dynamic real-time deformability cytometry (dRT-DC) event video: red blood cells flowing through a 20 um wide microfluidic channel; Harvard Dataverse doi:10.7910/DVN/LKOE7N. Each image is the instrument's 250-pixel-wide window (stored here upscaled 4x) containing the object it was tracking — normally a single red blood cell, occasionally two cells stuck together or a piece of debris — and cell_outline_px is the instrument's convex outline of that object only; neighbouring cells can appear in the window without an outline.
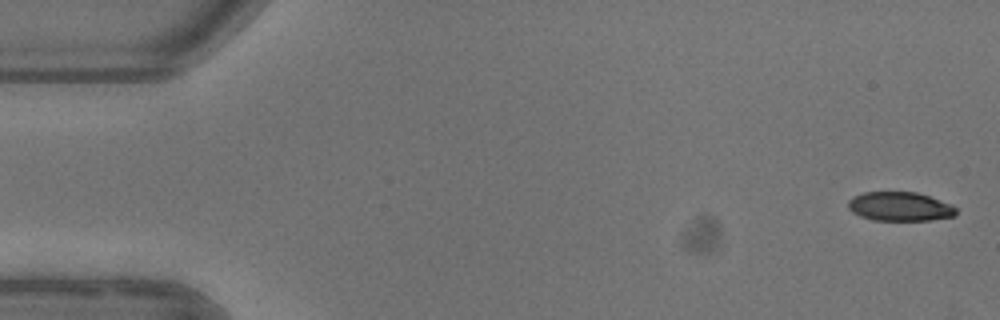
{"species": "common noctule bat (a hibernating species)", "species_latin": "Nyctalus noctula", "temperature_condition": "warm", "stored_images_in_passage": 4, "camera_frame_rate_fps": 3000, "um_per_image_px": 0.085, "animal": {"sex": "female"}, "frame": {"image": 1, "passage_image": 1, "time_ms": 0.0, "image_size_px": [1000, 320], "cell_outline_px": [[956, 216], [932, 220], [872, 220], [860, 216], [852, 212], [848, 208], [848, 200], [852, 196], [864, 192], [916, 192], [952, 204], [956, 208]], "centroid_in_image_um": [76.48, 17.55], "position_along_channel_um": 8.5, "area_um2": 18.38}}
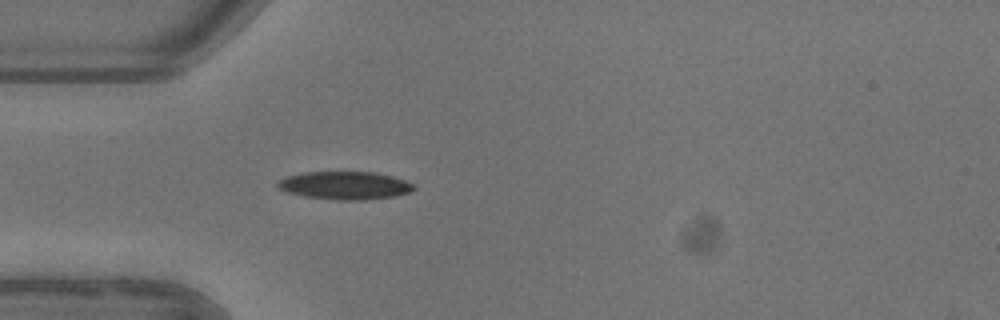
{"frame": {"image": 2, "passage_image": 4, "time_ms": 4.667, "image_size_px": [1000, 320], "cell_outline_px": [[416, 188], [412, 192], [396, 196], [364, 200], [336, 200], [304, 196], [288, 192], [276, 188], [276, 184], [280, 180], [288, 176], [304, 172], [376, 172], [392, 176], [404, 180], [412, 184]], "centroid_in_image_um": [29.33, 15.77], "position_along_channel_um": 55.7, "area_um2": 22.25}}